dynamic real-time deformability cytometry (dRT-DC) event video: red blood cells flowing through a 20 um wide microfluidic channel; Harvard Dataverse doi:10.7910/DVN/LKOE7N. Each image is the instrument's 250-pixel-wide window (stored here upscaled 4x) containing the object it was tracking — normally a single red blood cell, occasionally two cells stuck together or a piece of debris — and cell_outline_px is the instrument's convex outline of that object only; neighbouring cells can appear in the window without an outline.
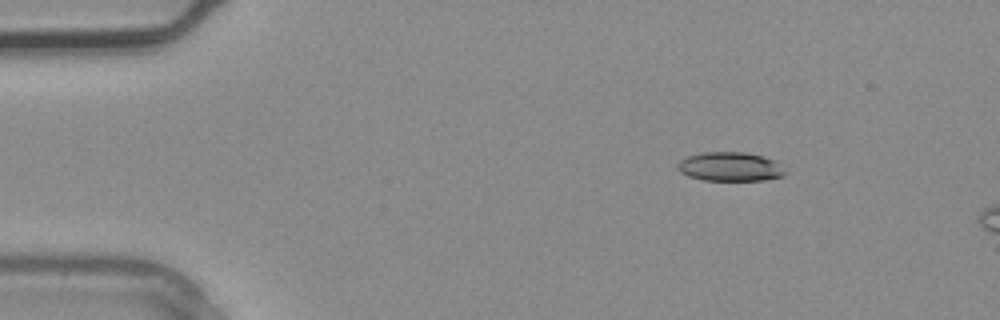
{"species": "common noctule bat (a hibernating species)", "species_latin": "Nyctalus noctula", "temperature_condition": "warm", "stored_images_in_passage": 2, "camera_frame_rate_fps": 3000, "um_per_image_px": 0.085, "animal": {"sex": "male", "body_mass_g": 20.4}, "frame": {"image": 1, "passage_image": 2, "time_ms": 0.333, "image_size_px": [1000, 320], "cell_outline_px": [[788, 172], [784, 176], [764, 180], [704, 180], [688, 176], [680, 172], [676, 168], [676, 164], [680, 160], [688, 156], [704, 152], [744, 152], [764, 156], [776, 160]], "centroid_in_image_um": [62.09, 14.16], "position_along_channel_um": 22.9, "area_um2": 18.44}}